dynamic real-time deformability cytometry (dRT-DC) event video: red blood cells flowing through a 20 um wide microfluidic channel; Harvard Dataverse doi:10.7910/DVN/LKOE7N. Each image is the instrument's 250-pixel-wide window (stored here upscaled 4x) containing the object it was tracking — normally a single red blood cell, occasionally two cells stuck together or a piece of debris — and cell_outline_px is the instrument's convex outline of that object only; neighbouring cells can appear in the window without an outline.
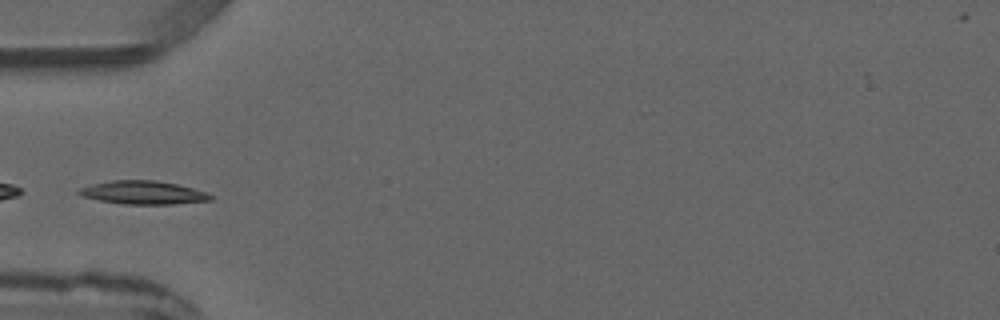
{"species": "common noctule bat (a hibernating species)", "species_latin": "Nyctalus noctula", "temperature_condition": "warm", "stored_images_in_passage": 3, "camera_frame_rate_fps": 3000, "um_per_image_px": 0.085, "animal": {"sex": "male", "forearm_length_mm": 52.5}, "frame": {"image": 1, "passage_image": 2, "time_ms": 1.333, "image_size_px": [1000, 320], "cell_outline_px": [[212, 200], [176, 204], [120, 204], [100, 200], [84, 196], [76, 192], [80, 188], [92, 184], [112, 180], [156, 180], [176, 184], [192, 188], [204, 192], [212, 196]], "centroid_in_image_um": [12.16, 16.37], "position_along_channel_um": 72.8, "area_um2": 17.74}}
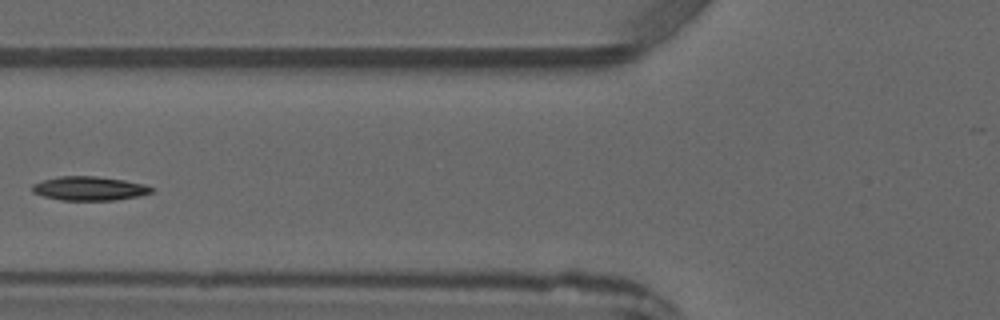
{"frame": {"image": 2, "passage_image": 3, "time_ms": 2.333, "image_size_px": [1000, 320], "cell_outline_px": [[156, 188], [152, 192], [136, 196], [116, 200], [60, 200], [44, 196], [32, 192], [32, 184], [44, 180], [60, 176], [96, 176], [124, 180], [144, 184]], "centroid_in_image_um": [7.6, 16.01], "position_along_channel_um": 118.2, "area_um2": 16.59}}